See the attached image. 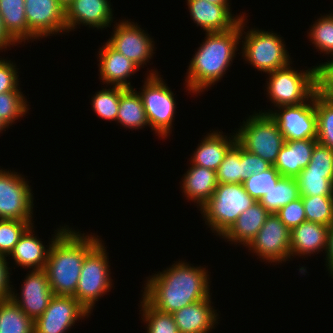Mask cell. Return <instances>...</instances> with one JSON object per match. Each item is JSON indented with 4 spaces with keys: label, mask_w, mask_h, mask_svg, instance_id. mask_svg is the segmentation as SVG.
I'll return each mask as SVG.
<instances>
[{
    "label": "cell",
    "mask_w": 333,
    "mask_h": 333,
    "mask_svg": "<svg viewBox=\"0 0 333 333\" xmlns=\"http://www.w3.org/2000/svg\"><path fill=\"white\" fill-rule=\"evenodd\" d=\"M206 267L176 261L144 281L142 297L155 309L172 314L187 305L210 298V272Z\"/></svg>",
    "instance_id": "obj_1"
},
{
    "label": "cell",
    "mask_w": 333,
    "mask_h": 333,
    "mask_svg": "<svg viewBox=\"0 0 333 333\" xmlns=\"http://www.w3.org/2000/svg\"><path fill=\"white\" fill-rule=\"evenodd\" d=\"M191 58L186 78V92L199 96L223 78L241 47V20L231 30L205 33Z\"/></svg>",
    "instance_id": "obj_2"
},
{
    "label": "cell",
    "mask_w": 333,
    "mask_h": 333,
    "mask_svg": "<svg viewBox=\"0 0 333 333\" xmlns=\"http://www.w3.org/2000/svg\"><path fill=\"white\" fill-rule=\"evenodd\" d=\"M101 240L69 226L55 239L44 269L53 295H75L84 258Z\"/></svg>",
    "instance_id": "obj_3"
},
{
    "label": "cell",
    "mask_w": 333,
    "mask_h": 333,
    "mask_svg": "<svg viewBox=\"0 0 333 333\" xmlns=\"http://www.w3.org/2000/svg\"><path fill=\"white\" fill-rule=\"evenodd\" d=\"M247 18L245 15L241 19L242 43L240 44L242 45L240 53L246 63L265 74L292 64L293 59L289 55L283 37L275 31L270 32L255 27L249 29L246 26ZM245 27L249 30L244 31Z\"/></svg>",
    "instance_id": "obj_4"
},
{
    "label": "cell",
    "mask_w": 333,
    "mask_h": 333,
    "mask_svg": "<svg viewBox=\"0 0 333 333\" xmlns=\"http://www.w3.org/2000/svg\"><path fill=\"white\" fill-rule=\"evenodd\" d=\"M255 202L245 191L243 184L218 183L212 196L199 211L207 228L221 237Z\"/></svg>",
    "instance_id": "obj_5"
},
{
    "label": "cell",
    "mask_w": 333,
    "mask_h": 333,
    "mask_svg": "<svg viewBox=\"0 0 333 333\" xmlns=\"http://www.w3.org/2000/svg\"><path fill=\"white\" fill-rule=\"evenodd\" d=\"M288 66L267 73V99L274 107L299 105L318 91V67L296 70Z\"/></svg>",
    "instance_id": "obj_6"
},
{
    "label": "cell",
    "mask_w": 333,
    "mask_h": 333,
    "mask_svg": "<svg viewBox=\"0 0 333 333\" xmlns=\"http://www.w3.org/2000/svg\"><path fill=\"white\" fill-rule=\"evenodd\" d=\"M147 72L149 74H146L147 77L138 93L142 98L151 131L161 139H166L172 134L177 100L166 81L162 79L163 75L156 69Z\"/></svg>",
    "instance_id": "obj_7"
},
{
    "label": "cell",
    "mask_w": 333,
    "mask_h": 333,
    "mask_svg": "<svg viewBox=\"0 0 333 333\" xmlns=\"http://www.w3.org/2000/svg\"><path fill=\"white\" fill-rule=\"evenodd\" d=\"M234 132L237 143L246 151L258 155L272 166L285 139L270 114L254 111Z\"/></svg>",
    "instance_id": "obj_8"
},
{
    "label": "cell",
    "mask_w": 333,
    "mask_h": 333,
    "mask_svg": "<svg viewBox=\"0 0 333 333\" xmlns=\"http://www.w3.org/2000/svg\"><path fill=\"white\" fill-rule=\"evenodd\" d=\"M101 240L84 258L80 278L73 296L91 315L96 301L111 291L109 254Z\"/></svg>",
    "instance_id": "obj_9"
},
{
    "label": "cell",
    "mask_w": 333,
    "mask_h": 333,
    "mask_svg": "<svg viewBox=\"0 0 333 333\" xmlns=\"http://www.w3.org/2000/svg\"><path fill=\"white\" fill-rule=\"evenodd\" d=\"M27 180L14 170L0 169V219L28 221L35 225L32 219L34 193Z\"/></svg>",
    "instance_id": "obj_10"
},
{
    "label": "cell",
    "mask_w": 333,
    "mask_h": 333,
    "mask_svg": "<svg viewBox=\"0 0 333 333\" xmlns=\"http://www.w3.org/2000/svg\"><path fill=\"white\" fill-rule=\"evenodd\" d=\"M291 231L276 214H270L256 237L246 247L248 252L261 258V262L281 265L290 261Z\"/></svg>",
    "instance_id": "obj_11"
},
{
    "label": "cell",
    "mask_w": 333,
    "mask_h": 333,
    "mask_svg": "<svg viewBox=\"0 0 333 333\" xmlns=\"http://www.w3.org/2000/svg\"><path fill=\"white\" fill-rule=\"evenodd\" d=\"M111 37L107 42L126 58L133 61L140 68L150 63L156 50L154 38H151L146 30L140 28L137 22H130L126 18L113 22Z\"/></svg>",
    "instance_id": "obj_12"
},
{
    "label": "cell",
    "mask_w": 333,
    "mask_h": 333,
    "mask_svg": "<svg viewBox=\"0 0 333 333\" xmlns=\"http://www.w3.org/2000/svg\"><path fill=\"white\" fill-rule=\"evenodd\" d=\"M277 108L258 111L270 114L285 140L317 139L315 94L302 104Z\"/></svg>",
    "instance_id": "obj_13"
},
{
    "label": "cell",
    "mask_w": 333,
    "mask_h": 333,
    "mask_svg": "<svg viewBox=\"0 0 333 333\" xmlns=\"http://www.w3.org/2000/svg\"><path fill=\"white\" fill-rule=\"evenodd\" d=\"M89 312L73 297L53 295L44 313L34 321V333H67L71 327L90 317Z\"/></svg>",
    "instance_id": "obj_14"
},
{
    "label": "cell",
    "mask_w": 333,
    "mask_h": 333,
    "mask_svg": "<svg viewBox=\"0 0 333 333\" xmlns=\"http://www.w3.org/2000/svg\"><path fill=\"white\" fill-rule=\"evenodd\" d=\"M24 1L28 29L39 41L45 37L67 33L65 9L57 0Z\"/></svg>",
    "instance_id": "obj_15"
},
{
    "label": "cell",
    "mask_w": 333,
    "mask_h": 333,
    "mask_svg": "<svg viewBox=\"0 0 333 333\" xmlns=\"http://www.w3.org/2000/svg\"><path fill=\"white\" fill-rule=\"evenodd\" d=\"M21 284L20 295L12 288L10 299L33 321L39 318L53 297L48 276L43 270H30ZM16 292V293H15Z\"/></svg>",
    "instance_id": "obj_16"
},
{
    "label": "cell",
    "mask_w": 333,
    "mask_h": 333,
    "mask_svg": "<svg viewBox=\"0 0 333 333\" xmlns=\"http://www.w3.org/2000/svg\"><path fill=\"white\" fill-rule=\"evenodd\" d=\"M111 6L109 0H73L65 9L67 32L75 31L81 24L97 30L111 27L115 19Z\"/></svg>",
    "instance_id": "obj_17"
},
{
    "label": "cell",
    "mask_w": 333,
    "mask_h": 333,
    "mask_svg": "<svg viewBox=\"0 0 333 333\" xmlns=\"http://www.w3.org/2000/svg\"><path fill=\"white\" fill-rule=\"evenodd\" d=\"M190 18L205 33L225 32L234 28L246 15L232 13L230 5L212 4L206 0H186Z\"/></svg>",
    "instance_id": "obj_18"
},
{
    "label": "cell",
    "mask_w": 333,
    "mask_h": 333,
    "mask_svg": "<svg viewBox=\"0 0 333 333\" xmlns=\"http://www.w3.org/2000/svg\"><path fill=\"white\" fill-rule=\"evenodd\" d=\"M59 227L60 228L53 232L55 234H51L52 237L50 239L51 241L48 243L49 245H45L43 241H41V238L36 236L37 234H35L34 231L35 226L31 225L20 237L13 251L8 256V259L13 260L16 268L20 266L22 269L26 268L27 270L45 269L52 243L68 227V225L64 224V226Z\"/></svg>",
    "instance_id": "obj_19"
},
{
    "label": "cell",
    "mask_w": 333,
    "mask_h": 333,
    "mask_svg": "<svg viewBox=\"0 0 333 333\" xmlns=\"http://www.w3.org/2000/svg\"><path fill=\"white\" fill-rule=\"evenodd\" d=\"M98 67L99 79L103 85L119 86L123 88H133L130 76L140 70V67L123 54L115 50L108 42L99 48ZM139 68V69H138Z\"/></svg>",
    "instance_id": "obj_20"
},
{
    "label": "cell",
    "mask_w": 333,
    "mask_h": 333,
    "mask_svg": "<svg viewBox=\"0 0 333 333\" xmlns=\"http://www.w3.org/2000/svg\"><path fill=\"white\" fill-rule=\"evenodd\" d=\"M211 298L202 299L172 313L179 333H210L217 327L220 323L219 314Z\"/></svg>",
    "instance_id": "obj_21"
},
{
    "label": "cell",
    "mask_w": 333,
    "mask_h": 333,
    "mask_svg": "<svg viewBox=\"0 0 333 333\" xmlns=\"http://www.w3.org/2000/svg\"><path fill=\"white\" fill-rule=\"evenodd\" d=\"M329 226L305 221L291 230L290 236V260L296 256L307 258L326 253Z\"/></svg>",
    "instance_id": "obj_22"
},
{
    "label": "cell",
    "mask_w": 333,
    "mask_h": 333,
    "mask_svg": "<svg viewBox=\"0 0 333 333\" xmlns=\"http://www.w3.org/2000/svg\"><path fill=\"white\" fill-rule=\"evenodd\" d=\"M232 133L224 135L226 133L223 131L212 129L201 139L195 151L192 152L193 156L190 155V163L217 171L227 152L237 142L236 133Z\"/></svg>",
    "instance_id": "obj_23"
},
{
    "label": "cell",
    "mask_w": 333,
    "mask_h": 333,
    "mask_svg": "<svg viewBox=\"0 0 333 333\" xmlns=\"http://www.w3.org/2000/svg\"><path fill=\"white\" fill-rule=\"evenodd\" d=\"M317 139L285 140L274 167L283 177L296 178L309 164Z\"/></svg>",
    "instance_id": "obj_24"
},
{
    "label": "cell",
    "mask_w": 333,
    "mask_h": 333,
    "mask_svg": "<svg viewBox=\"0 0 333 333\" xmlns=\"http://www.w3.org/2000/svg\"><path fill=\"white\" fill-rule=\"evenodd\" d=\"M186 173L181 178L182 194L187 200L196 203L200 208L208 201L214 193L218 181L216 171L189 163Z\"/></svg>",
    "instance_id": "obj_25"
},
{
    "label": "cell",
    "mask_w": 333,
    "mask_h": 333,
    "mask_svg": "<svg viewBox=\"0 0 333 333\" xmlns=\"http://www.w3.org/2000/svg\"><path fill=\"white\" fill-rule=\"evenodd\" d=\"M270 213L256 201L244 211L235 223L221 236L229 244L247 247L256 237ZM227 240V241H226ZM239 243V244H238Z\"/></svg>",
    "instance_id": "obj_26"
},
{
    "label": "cell",
    "mask_w": 333,
    "mask_h": 333,
    "mask_svg": "<svg viewBox=\"0 0 333 333\" xmlns=\"http://www.w3.org/2000/svg\"><path fill=\"white\" fill-rule=\"evenodd\" d=\"M24 3V0H0V15L5 31L20 45L39 40L28 29Z\"/></svg>",
    "instance_id": "obj_27"
},
{
    "label": "cell",
    "mask_w": 333,
    "mask_h": 333,
    "mask_svg": "<svg viewBox=\"0 0 333 333\" xmlns=\"http://www.w3.org/2000/svg\"><path fill=\"white\" fill-rule=\"evenodd\" d=\"M116 122L120 123V127L131 130L150 127L142 98L135 88L120 87V101Z\"/></svg>",
    "instance_id": "obj_28"
},
{
    "label": "cell",
    "mask_w": 333,
    "mask_h": 333,
    "mask_svg": "<svg viewBox=\"0 0 333 333\" xmlns=\"http://www.w3.org/2000/svg\"><path fill=\"white\" fill-rule=\"evenodd\" d=\"M298 198L300 192L296 178L282 177L259 202L270 214H276L283 206Z\"/></svg>",
    "instance_id": "obj_29"
},
{
    "label": "cell",
    "mask_w": 333,
    "mask_h": 333,
    "mask_svg": "<svg viewBox=\"0 0 333 333\" xmlns=\"http://www.w3.org/2000/svg\"><path fill=\"white\" fill-rule=\"evenodd\" d=\"M34 321L11 299L0 301V333H34Z\"/></svg>",
    "instance_id": "obj_30"
},
{
    "label": "cell",
    "mask_w": 333,
    "mask_h": 333,
    "mask_svg": "<svg viewBox=\"0 0 333 333\" xmlns=\"http://www.w3.org/2000/svg\"><path fill=\"white\" fill-rule=\"evenodd\" d=\"M216 174L218 183L222 184H243L245 181L244 149L237 142L225 155Z\"/></svg>",
    "instance_id": "obj_31"
},
{
    "label": "cell",
    "mask_w": 333,
    "mask_h": 333,
    "mask_svg": "<svg viewBox=\"0 0 333 333\" xmlns=\"http://www.w3.org/2000/svg\"><path fill=\"white\" fill-rule=\"evenodd\" d=\"M317 142L333 150V100L315 93Z\"/></svg>",
    "instance_id": "obj_32"
},
{
    "label": "cell",
    "mask_w": 333,
    "mask_h": 333,
    "mask_svg": "<svg viewBox=\"0 0 333 333\" xmlns=\"http://www.w3.org/2000/svg\"><path fill=\"white\" fill-rule=\"evenodd\" d=\"M333 13V12H332ZM321 15L307 32L308 38L317 49L318 53L324 56L333 57V14ZM320 51V52H319Z\"/></svg>",
    "instance_id": "obj_33"
},
{
    "label": "cell",
    "mask_w": 333,
    "mask_h": 333,
    "mask_svg": "<svg viewBox=\"0 0 333 333\" xmlns=\"http://www.w3.org/2000/svg\"><path fill=\"white\" fill-rule=\"evenodd\" d=\"M103 87L102 90L96 91L97 93L95 92L91 98L92 110L99 118L116 122L120 101V87Z\"/></svg>",
    "instance_id": "obj_34"
},
{
    "label": "cell",
    "mask_w": 333,
    "mask_h": 333,
    "mask_svg": "<svg viewBox=\"0 0 333 333\" xmlns=\"http://www.w3.org/2000/svg\"><path fill=\"white\" fill-rule=\"evenodd\" d=\"M139 314L146 323L147 333H179L178 327L174 321L173 315L170 313H163L152 307L143 297L139 301Z\"/></svg>",
    "instance_id": "obj_35"
},
{
    "label": "cell",
    "mask_w": 333,
    "mask_h": 333,
    "mask_svg": "<svg viewBox=\"0 0 333 333\" xmlns=\"http://www.w3.org/2000/svg\"><path fill=\"white\" fill-rule=\"evenodd\" d=\"M306 214V221L326 226L333 225V196H300Z\"/></svg>",
    "instance_id": "obj_36"
},
{
    "label": "cell",
    "mask_w": 333,
    "mask_h": 333,
    "mask_svg": "<svg viewBox=\"0 0 333 333\" xmlns=\"http://www.w3.org/2000/svg\"><path fill=\"white\" fill-rule=\"evenodd\" d=\"M29 102L22 91L0 93V119L9 127L30 110Z\"/></svg>",
    "instance_id": "obj_37"
},
{
    "label": "cell",
    "mask_w": 333,
    "mask_h": 333,
    "mask_svg": "<svg viewBox=\"0 0 333 333\" xmlns=\"http://www.w3.org/2000/svg\"><path fill=\"white\" fill-rule=\"evenodd\" d=\"M296 181L300 196H333V180L326 173L301 171Z\"/></svg>",
    "instance_id": "obj_38"
},
{
    "label": "cell",
    "mask_w": 333,
    "mask_h": 333,
    "mask_svg": "<svg viewBox=\"0 0 333 333\" xmlns=\"http://www.w3.org/2000/svg\"><path fill=\"white\" fill-rule=\"evenodd\" d=\"M283 176L278 172V170L271 166L266 171L257 173L248 177L244 182L243 186L245 191L255 200L260 201V199L277 185V182Z\"/></svg>",
    "instance_id": "obj_39"
},
{
    "label": "cell",
    "mask_w": 333,
    "mask_h": 333,
    "mask_svg": "<svg viewBox=\"0 0 333 333\" xmlns=\"http://www.w3.org/2000/svg\"><path fill=\"white\" fill-rule=\"evenodd\" d=\"M31 225L28 221L0 219V255L8 257Z\"/></svg>",
    "instance_id": "obj_40"
},
{
    "label": "cell",
    "mask_w": 333,
    "mask_h": 333,
    "mask_svg": "<svg viewBox=\"0 0 333 333\" xmlns=\"http://www.w3.org/2000/svg\"><path fill=\"white\" fill-rule=\"evenodd\" d=\"M302 171L326 173V178L333 180V150L317 142L309 164Z\"/></svg>",
    "instance_id": "obj_41"
},
{
    "label": "cell",
    "mask_w": 333,
    "mask_h": 333,
    "mask_svg": "<svg viewBox=\"0 0 333 333\" xmlns=\"http://www.w3.org/2000/svg\"><path fill=\"white\" fill-rule=\"evenodd\" d=\"M276 215L290 231L293 230L306 221L302 198L300 197L283 206Z\"/></svg>",
    "instance_id": "obj_42"
},
{
    "label": "cell",
    "mask_w": 333,
    "mask_h": 333,
    "mask_svg": "<svg viewBox=\"0 0 333 333\" xmlns=\"http://www.w3.org/2000/svg\"><path fill=\"white\" fill-rule=\"evenodd\" d=\"M15 62L10 59L5 60L0 64V93H6L10 91H21L19 84V74Z\"/></svg>",
    "instance_id": "obj_43"
},
{
    "label": "cell",
    "mask_w": 333,
    "mask_h": 333,
    "mask_svg": "<svg viewBox=\"0 0 333 333\" xmlns=\"http://www.w3.org/2000/svg\"><path fill=\"white\" fill-rule=\"evenodd\" d=\"M318 67V91L325 97L333 99V59L327 62L317 63Z\"/></svg>",
    "instance_id": "obj_44"
},
{
    "label": "cell",
    "mask_w": 333,
    "mask_h": 333,
    "mask_svg": "<svg viewBox=\"0 0 333 333\" xmlns=\"http://www.w3.org/2000/svg\"><path fill=\"white\" fill-rule=\"evenodd\" d=\"M10 263L6 256L0 255V301L10 299L14 287L10 281L12 274Z\"/></svg>",
    "instance_id": "obj_45"
},
{
    "label": "cell",
    "mask_w": 333,
    "mask_h": 333,
    "mask_svg": "<svg viewBox=\"0 0 333 333\" xmlns=\"http://www.w3.org/2000/svg\"><path fill=\"white\" fill-rule=\"evenodd\" d=\"M272 165L258 155L252 154L244 149L245 180L257 173L266 171Z\"/></svg>",
    "instance_id": "obj_46"
},
{
    "label": "cell",
    "mask_w": 333,
    "mask_h": 333,
    "mask_svg": "<svg viewBox=\"0 0 333 333\" xmlns=\"http://www.w3.org/2000/svg\"><path fill=\"white\" fill-rule=\"evenodd\" d=\"M325 255V268L328 270V273L330 274L329 276L333 279V225L329 227L327 250Z\"/></svg>",
    "instance_id": "obj_47"
},
{
    "label": "cell",
    "mask_w": 333,
    "mask_h": 333,
    "mask_svg": "<svg viewBox=\"0 0 333 333\" xmlns=\"http://www.w3.org/2000/svg\"><path fill=\"white\" fill-rule=\"evenodd\" d=\"M19 45L6 31L3 25L2 17L0 15V52L7 50L11 46ZM8 47V48H7Z\"/></svg>",
    "instance_id": "obj_48"
},
{
    "label": "cell",
    "mask_w": 333,
    "mask_h": 333,
    "mask_svg": "<svg viewBox=\"0 0 333 333\" xmlns=\"http://www.w3.org/2000/svg\"><path fill=\"white\" fill-rule=\"evenodd\" d=\"M208 2H211L212 4H218V5H229L230 0H206Z\"/></svg>",
    "instance_id": "obj_49"
},
{
    "label": "cell",
    "mask_w": 333,
    "mask_h": 333,
    "mask_svg": "<svg viewBox=\"0 0 333 333\" xmlns=\"http://www.w3.org/2000/svg\"><path fill=\"white\" fill-rule=\"evenodd\" d=\"M64 9H66L72 2L73 0H57Z\"/></svg>",
    "instance_id": "obj_50"
},
{
    "label": "cell",
    "mask_w": 333,
    "mask_h": 333,
    "mask_svg": "<svg viewBox=\"0 0 333 333\" xmlns=\"http://www.w3.org/2000/svg\"><path fill=\"white\" fill-rule=\"evenodd\" d=\"M8 128H10V127H8V126L4 123V121L0 119V133L2 134V132H3V131H6L5 129L8 130Z\"/></svg>",
    "instance_id": "obj_51"
},
{
    "label": "cell",
    "mask_w": 333,
    "mask_h": 333,
    "mask_svg": "<svg viewBox=\"0 0 333 333\" xmlns=\"http://www.w3.org/2000/svg\"><path fill=\"white\" fill-rule=\"evenodd\" d=\"M5 59L4 58H1L0 56V64L4 61Z\"/></svg>",
    "instance_id": "obj_52"
}]
</instances>
